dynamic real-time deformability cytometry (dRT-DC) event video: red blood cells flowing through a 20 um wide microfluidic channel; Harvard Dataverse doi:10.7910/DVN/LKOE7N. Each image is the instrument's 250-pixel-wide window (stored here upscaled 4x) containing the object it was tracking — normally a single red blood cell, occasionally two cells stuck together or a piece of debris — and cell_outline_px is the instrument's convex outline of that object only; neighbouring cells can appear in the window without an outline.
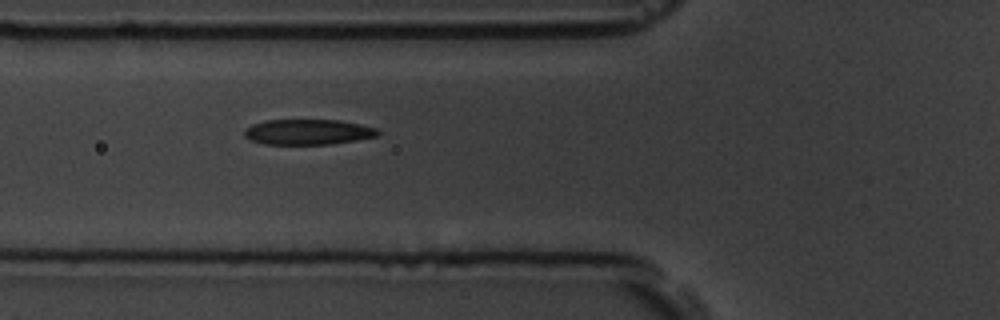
{"species": "common noctule bat (a hibernating species)", "species_latin": "Nyctalus noctula", "temperature_condition": "room temperature", "stored_images_in_passage": 4, "camera_frame_rate_fps": 3000, "um_per_image_px": 0.085, "animal": {"sex": "male", "body_mass_g": 19.5, "forearm_length_mm": 54.6}, "frame": {"image": 1, "passage_image": 4, "time_ms": 4.333, "image_size_px": [1000, 320], "cell_outline_px": [[380, 136], [332, 144], [264, 144], [248, 140], [244, 136], [244, 128], [252, 124], [264, 120], [340, 120], [380, 128]], "centroid_in_image_um": [26.19, 11.21], "position_along_channel_um": 99.6, "area_um2": 20.11}}